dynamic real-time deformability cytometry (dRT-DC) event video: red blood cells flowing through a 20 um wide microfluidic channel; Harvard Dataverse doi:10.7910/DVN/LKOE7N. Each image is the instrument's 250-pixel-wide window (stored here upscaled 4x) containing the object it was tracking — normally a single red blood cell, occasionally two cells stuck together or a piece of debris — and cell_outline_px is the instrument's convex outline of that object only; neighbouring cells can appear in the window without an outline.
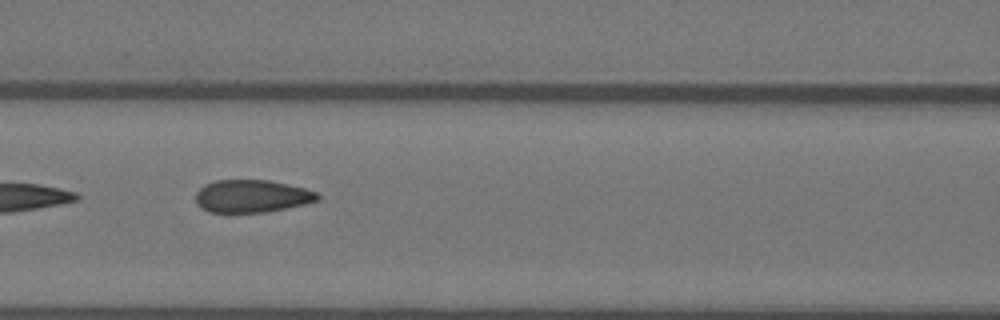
{"species": "Egyptian fruit bat (a non-hibernating species)", "species_latin": "Rousettus aegyptiacus", "temperature_condition": "warm", "stored_images_in_passage": 7, "camera_frame_rate_fps": 3000, "um_per_image_px": 0.085, "animal": {"sex": "female"}, "frame": {"image": 1, "passage_image": 4, "time_ms": 1.0, "image_size_px": [1000, 320], "cell_outline_px": [[320, 200], [304, 204], [268, 212], [208, 212], [200, 208], [196, 204], [196, 192], [204, 184], [216, 180], [268, 180], [304, 188], [316, 192], [320, 196]], "centroid_in_image_um": [21.38, 16.68], "position_along_channel_um": 145.2, "area_um2": 23.24}}
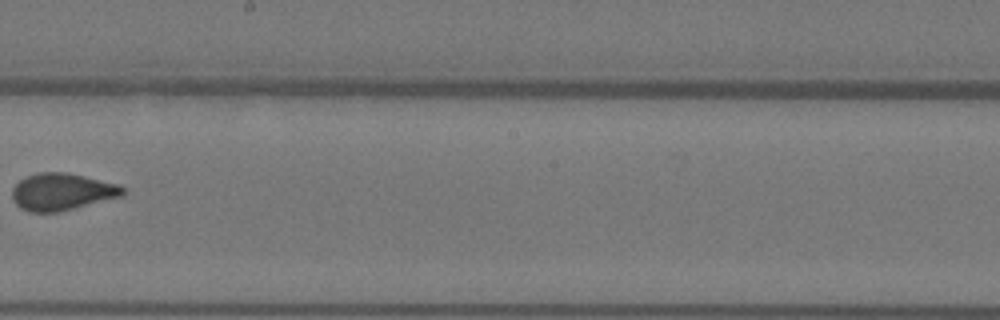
{"frame": {"image": 2, "passage_image": 6, "time_ms": 1.667, "image_size_px": [1000, 320], "cell_outline_px": [[124, 196], [56, 212], [28, 212], [20, 208], [12, 200], [12, 188], [20, 180], [36, 172], [68, 172], [120, 184], [124, 188]], "centroid_in_image_um": [5.27, 16.29], "position_along_channel_um": 242.9, "area_um2": 24.04}}
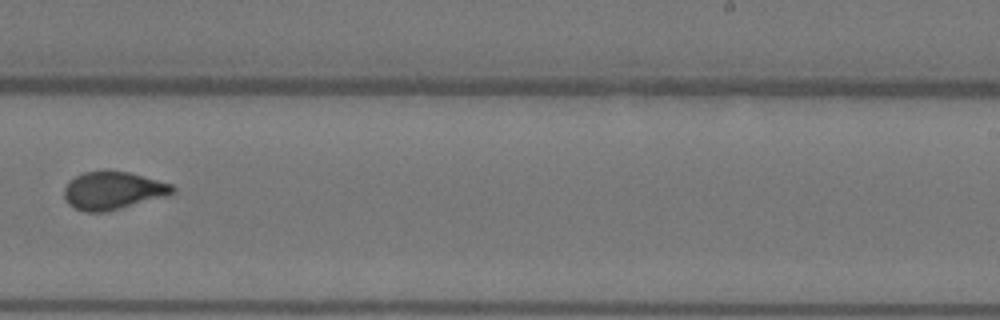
{"frame": {"image": 3, "passage_image": 7, "time_ms": 2.0, "image_size_px": [1000, 320], "cell_outline_px": [[176, 192], [168, 196], [104, 212], [84, 212], [68, 204], [64, 196], [64, 188], [76, 176], [84, 172], [128, 172], [172, 184], [176, 188]], "centroid_in_image_um": [9.63, 16.22], "position_along_channel_um": 279.4, "area_um2": 23.52}}